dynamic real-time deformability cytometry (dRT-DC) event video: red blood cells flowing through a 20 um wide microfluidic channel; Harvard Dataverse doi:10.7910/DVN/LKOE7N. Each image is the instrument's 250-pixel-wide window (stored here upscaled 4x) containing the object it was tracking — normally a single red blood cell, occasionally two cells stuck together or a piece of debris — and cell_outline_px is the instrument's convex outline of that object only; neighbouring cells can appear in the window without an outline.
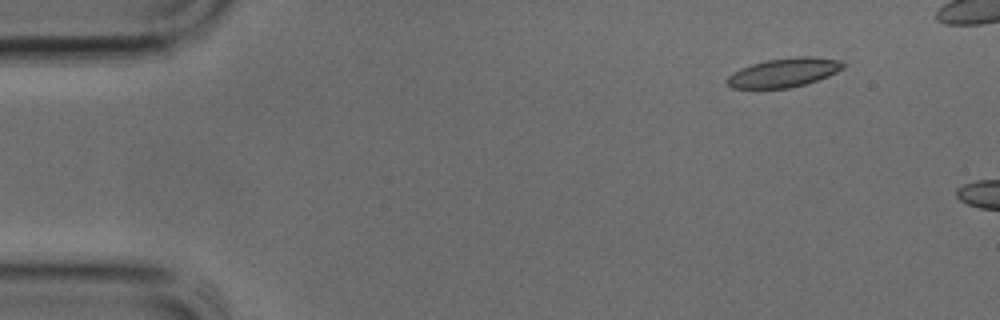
{"species": "common noctule bat (a hibernating species)", "species_latin": "Nyctalus noctula", "temperature_condition": "cold", "stored_images_in_passage": 4, "camera_frame_rate_fps": 3000, "um_per_image_px": 0.085, "animal": {"sex": "male", "body_mass_g": 17.9, "forearm_length_mm": 54.2}, "frame": {"image": 1, "passage_image": 1, "time_ms": 0.0, "image_size_px": [1000, 320], "cell_outline_px": [[844, 68], [828, 76], [804, 84], [788, 88], [732, 88], [724, 80], [732, 72], [740, 68], [752, 64], [768, 60], [796, 56], [812, 56], [840, 60], [844, 64]], "centroid_in_image_um": [66.61, 6.16], "position_along_channel_um": 18.4, "area_um2": 19.54}}